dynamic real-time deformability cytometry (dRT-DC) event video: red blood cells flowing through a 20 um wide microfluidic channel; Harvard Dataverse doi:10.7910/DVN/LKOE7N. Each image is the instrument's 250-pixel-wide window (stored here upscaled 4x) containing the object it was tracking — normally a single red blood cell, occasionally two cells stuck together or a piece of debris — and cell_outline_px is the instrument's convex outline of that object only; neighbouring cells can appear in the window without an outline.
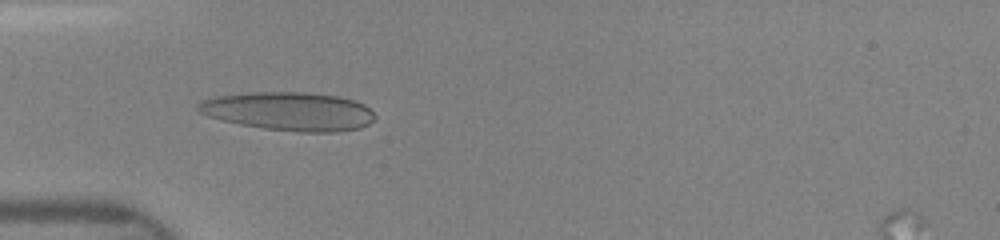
{"species": "human", "species_latin": "Homo sapiens", "temperature_condition": "room temperature", "stored_images_in_passage": 11, "camera_frame_rate_fps": 3000, "um_per_image_px": 0.085, "donor": {"sex": "female"}, "frame": {"image": 1, "passage_image": 10, "time_ms": 4.667, "image_size_px": [1000, 240], "cell_outline_px": [[376, 120], [360, 128], [336, 132], [300, 132], [264, 128], [240, 124], [220, 120], [208, 116], [200, 112], [196, 108], [196, 104], [200, 100], [216, 96], [252, 92], [308, 92], [340, 96], [364, 104], [376, 116]], "centroid_in_image_um": [24.56, 9.46], "position_along_channel_um": 60.4, "area_um2": 39.94}}
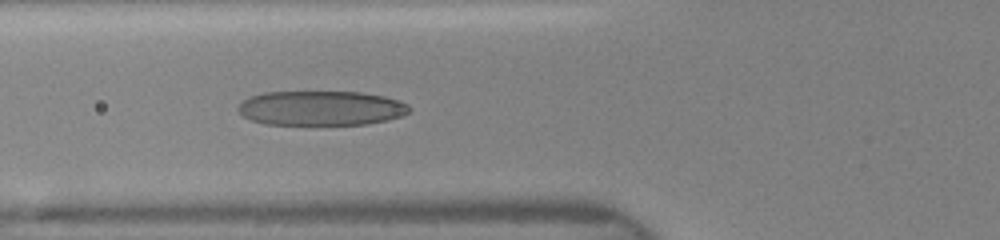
{"frame": {"image": 2, "passage_image": 11, "time_ms": 5.667, "image_size_px": [1000, 240], "cell_outline_px": [[412, 108], [408, 112], [400, 116], [388, 120], [364, 124], [264, 124], [252, 120], [244, 116], [236, 108], [244, 100], [252, 96], [264, 92], [360, 92], [384, 96], [400, 100], [408, 104]], "centroid_in_image_um": [27.32, 9.19], "position_along_channel_um": 98.5, "area_um2": 34.39}}